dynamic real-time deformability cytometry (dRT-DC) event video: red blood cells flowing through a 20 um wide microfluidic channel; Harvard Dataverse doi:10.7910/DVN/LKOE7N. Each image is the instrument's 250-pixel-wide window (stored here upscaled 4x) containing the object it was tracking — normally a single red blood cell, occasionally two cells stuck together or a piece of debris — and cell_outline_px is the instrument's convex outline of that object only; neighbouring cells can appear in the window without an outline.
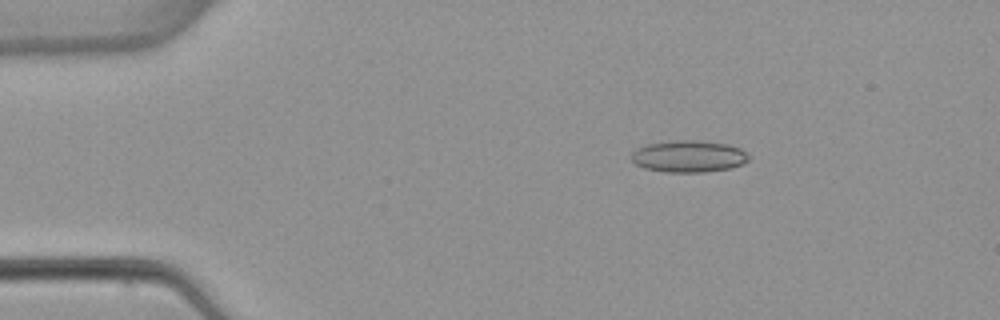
{"species": "common noctule bat (a hibernating species)", "species_latin": "Nyctalus noctula", "temperature_condition": "warm", "stored_images_in_passage": 5, "camera_frame_rate_fps": 3000, "um_per_image_px": 0.085, "animal": {"sex": "female", "body_mass_g": 22.7, "forearm_length_mm": 54.2}, "frame": {"image": 1, "passage_image": 3, "time_ms": 2.333, "image_size_px": [1000, 320], "cell_outline_px": [[752, 156], [744, 164], [732, 168], [704, 172], [668, 172], [644, 168], [636, 164], [632, 160], [632, 152], [636, 148], [648, 144], [668, 140], [700, 140], [728, 144], [740, 148], [748, 152]], "centroid_in_image_um": [58.59, 13.28], "position_along_channel_um": 26.4, "area_um2": 22.14}}
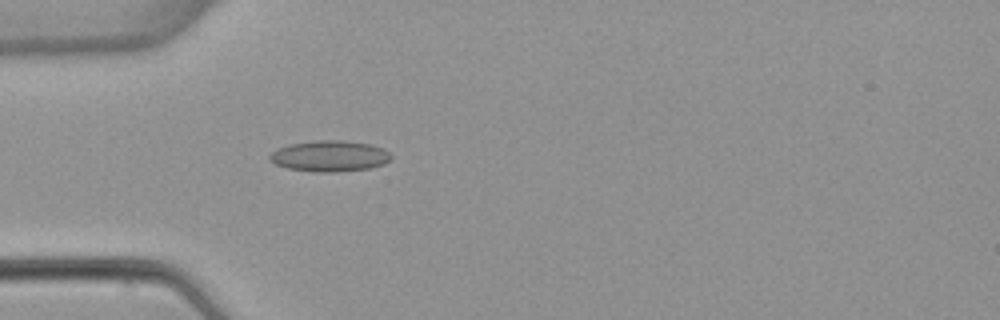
{"frame": {"image": 2, "passage_image": 5, "time_ms": 4.667, "image_size_px": [1000, 320], "cell_outline_px": [[392, 156], [384, 164], [368, 168], [336, 172], [312, 172], [288, 168], [276, 164], [268, 160], [268, 156], [276, 148], [288, 144], [316, 140], [340, 140], [372, 144], [384, 148]], "centroid_in_image_um": [27.99, 13.26], "position_along_channel_um": 57.0, "area_um2": 22.08}}